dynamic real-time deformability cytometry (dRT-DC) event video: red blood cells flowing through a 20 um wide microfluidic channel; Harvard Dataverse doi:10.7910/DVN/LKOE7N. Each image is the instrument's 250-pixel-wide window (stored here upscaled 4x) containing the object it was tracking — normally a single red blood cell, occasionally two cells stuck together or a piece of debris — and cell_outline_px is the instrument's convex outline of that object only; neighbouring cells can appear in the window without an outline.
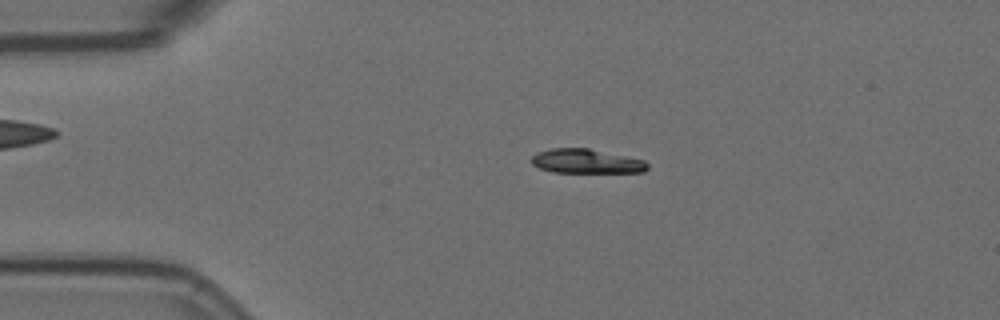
{"species": "Egyptian fruit bat (a non-hibernating species)", "species_latin": "Rousettus aegyptiacus", "temperature_condition": "room temperature", "stored_images_in_passage": 58, "camera_frame_rate_fps": 3000, "um_per_image_px": 0.085, "animal": {"sex": "female"}, "frame": {"image": 1, "passage_image": 12, "time_ms": 3.667, "image_size_px": [1000, 320], "cell_outline_px": [[648, 168], [644, 172], [552, 172], [540, 168], [532, 164], [528, 160], [532, 156], [540, 152], [552, 148], [588, 148], [644, 160], [648, 164]], "centroid_in_image_um": [49.81, 13.71], "position_along_channel_um": 35.2, "area_um2": 16.3}}
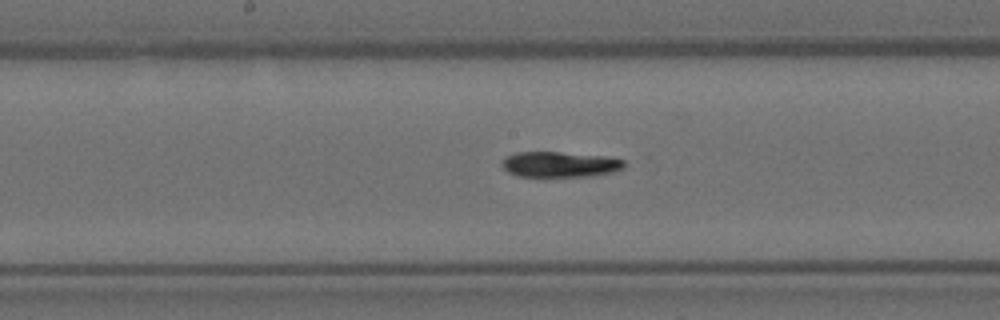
{"frame": {"image": 2, "passage_image": 29, "time_ms": 9.333, "image_size_px": [1000, 320], "cell_outline_px": [[624, 168], [616, 172], [592, 176], [544, 180], [516, 176], [508, 172], [500, 164], [504, 156], [516, 152], [560, 152], [604, 156], [624, 160]], "centroid_in_image_um": [47.53, 14.03], "position_along_channel_um": 200.7, "area_um2": 19.42}}
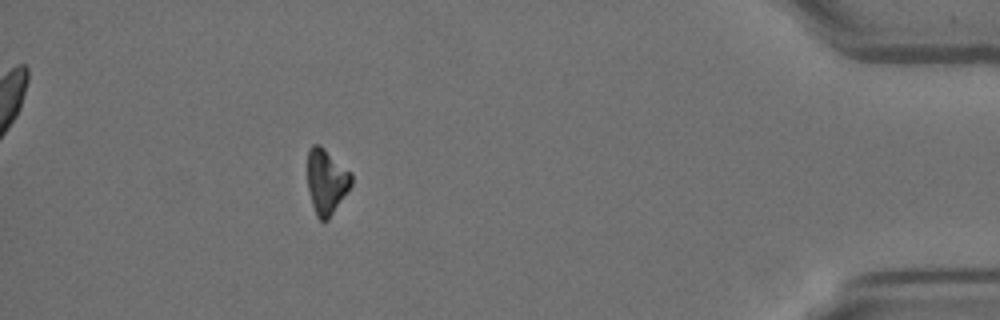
{"frame": {"image": 3, "passage_image": 51, "time_ms": 16.667, "image_size_px": [1000, 320], "cell_outline_px": [[352, 184], [328, 220], [320, 220], [316, 216], [312, 204], [308, 188], [308, 148], [312, 144], [320, 144], [352, 172]], "centroid_in_image_um": [27.75, 15.39], "position_along_channel_um": 407.5, "area_um2": 16.7}, "authors_computed_cell_mechanics": {"area_um2": 18.0914, "velocity_mm_per_s": 3.5611, "shape_relaxation_time_tau1_ms": 6.2475, "shape_relaxation_time_tau2_ms": null, "deformation_change_tau1": 0.1726, "deformation_change_tau2": null}}